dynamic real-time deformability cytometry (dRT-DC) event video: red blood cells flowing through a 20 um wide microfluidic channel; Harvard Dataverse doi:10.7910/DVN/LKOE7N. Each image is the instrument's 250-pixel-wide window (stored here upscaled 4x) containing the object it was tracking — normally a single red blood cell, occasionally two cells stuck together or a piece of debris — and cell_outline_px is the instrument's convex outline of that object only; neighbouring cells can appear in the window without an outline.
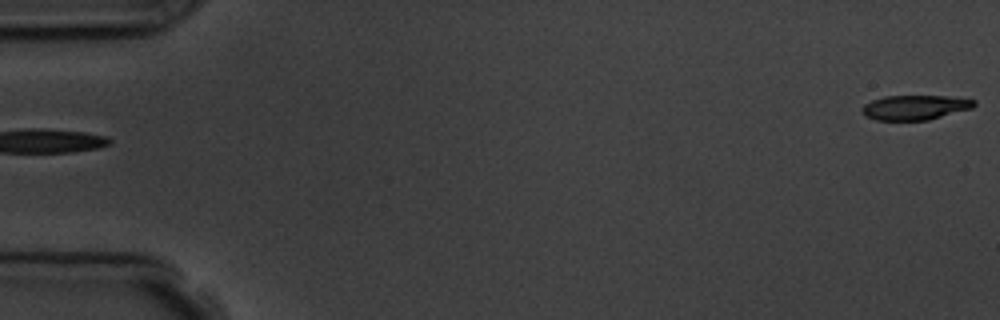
{"species": "common noctule bat (a hibernating species)", "species_latin": "Nyctalus noctula", "temperature_condition": "room temperature", "stored_images_in_passage": 6, "segment_of_instrument_passage": [2, 2], "camera_frame_rate_fps": 3000, "um_per_image_px": 0.085, "animal": {"sex": "male", "body_mass_g": 19.5, "forearm_length_mm": 54.6}, "frame": {"image": 1, "passage_image": 6, "time_ms": 5.667, "image_size_px": [1000, 320], "cell_outline_px": [[976, 104], [972, 108], [928, 120], [876, 120], [864, 116], [860, 112], [864, 104], [872, 100], [884, 96], [948, 96], [976, 100]], "centroid_in_image_um": [77.74, 9.13], "position_along_channel_um": 7.3, "area_um2": 16.18}}